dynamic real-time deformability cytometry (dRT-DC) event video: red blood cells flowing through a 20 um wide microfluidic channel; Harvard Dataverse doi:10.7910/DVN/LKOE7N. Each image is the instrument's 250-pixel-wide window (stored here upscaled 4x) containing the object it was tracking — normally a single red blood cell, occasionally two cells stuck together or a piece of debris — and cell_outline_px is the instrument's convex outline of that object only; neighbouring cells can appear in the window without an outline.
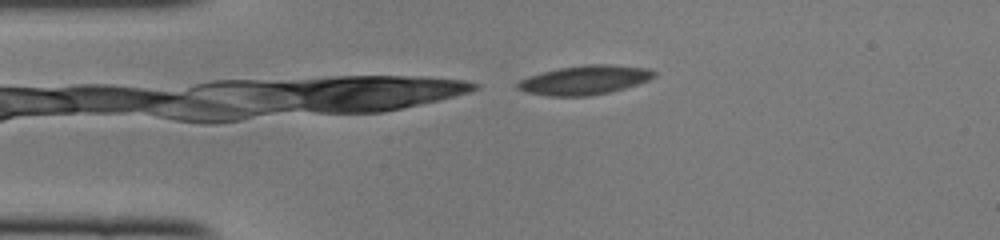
{"species": "common noctule bat (a hibernating species)", "species_latin": "Nyctalus noctula", "temperature_condition": "cold", "stored_images_in_passage": 40, "camera_frame_rate_fps": 3000, "um_per_image_px": 0.085, "animal": {"sex": "female", "body_mass_g": 22.0, "forearm_length_mm": 56.7}, "frame": {"image": 1, "passage_image": 1, "time_ms": 0.0, "image_size_px": [1000, 240], "cell_outline_px": [[656, 76], [648, 80], [624, 88], [608, 92], [588, 96], [548, 96], [528, 92], [516, 88], [516, 84], [520, 80], [528, 76], [560, 68], [588, 64], [608, 64], [648, 68], [656, 72]], "centroid_in_image_um": [49.7, 6.8], "position_along_channel_um": 35.3, "area_um2": 22.95}}
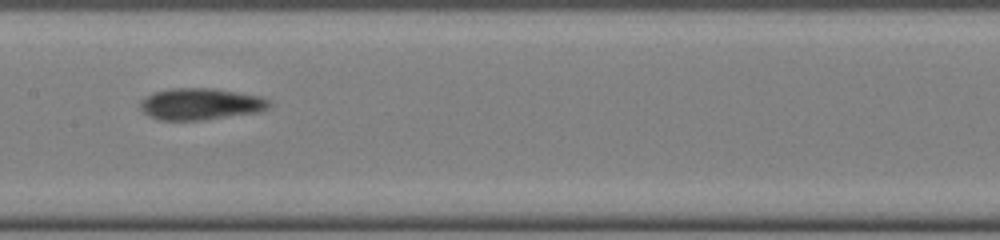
{"frame": {"image": 2, "passage_image": 15, "time_ms": 4.667, "image_size_px": [1000, 240], "cell_outline_px": [[272, 104], [268, 108], [260, 112], [200, 120], [160, 120], [148, 116], [140, 108], [140, 100], [144, 96], [152, 92], [168, 88], [216, 88], [260, 96], [268, 100]], "centroid_in_image_um": [17.02, 8.83], "position_along_channel_um": 190.4, "area_um2": 24.04}}
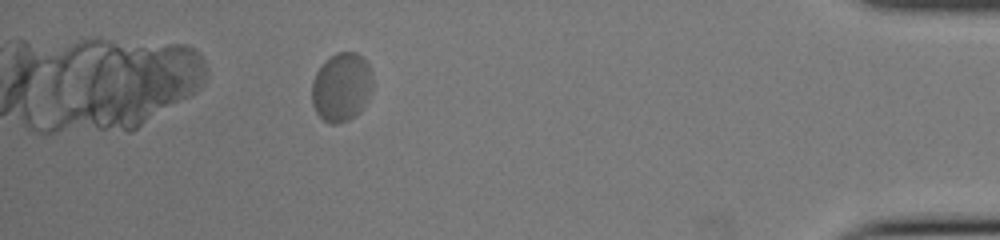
{"frame": {"image": 3, "passage_image": 35, "time_ms": 11.333, "image_size_px": [1000, 240], "cell_outline_px": [[372, 84], [364, 104], [348, 120], [340, 124], [328, 124], [316, 112], [312, 104], [312, 80], [316, 72], [324, 60], [328, 56], [336, 52], [356, 52], [368, 64], [372, 76]], "centroid_in_image_um": [28.97, 7.38], "position_along_channel_um": 406.2, "area_um2": 24.16}, "authors_computed_cell_mechanics": {"area_um2": 23.698, "velocity_mm_per_s": 4.0104, "shape_relaxation_time_tau1_ms": null, "shape_relaxation_time_tau2_ms": 1.3509, "deformation_change_tau1": null, "deformation_change_tau2": 0.0552}}